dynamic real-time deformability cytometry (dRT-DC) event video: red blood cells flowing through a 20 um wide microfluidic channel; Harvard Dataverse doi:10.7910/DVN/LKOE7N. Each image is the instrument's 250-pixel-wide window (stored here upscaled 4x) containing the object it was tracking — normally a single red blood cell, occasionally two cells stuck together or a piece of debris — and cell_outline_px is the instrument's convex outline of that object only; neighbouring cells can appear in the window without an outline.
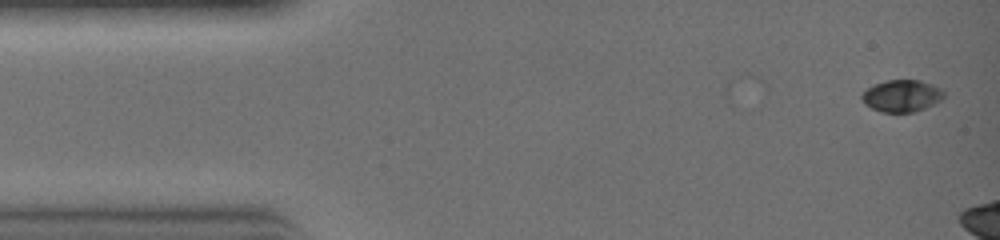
{"species": "common noctule bat (a hibernating species)", "species_latin": "Nyctalus noctula", "temperature_condition": "warm", "stored_images_in_passage": 5, "camera_frame_rate_fps": 3000, "um_per_image_px": 0.085, "animal": {"sex": "female", "body_mass_g": 19.0, "forearm_length_mm": 51.5}, "frame": {"image": 1, "passage_image": 1, "time_ms": 0.0, "image_size_px": [1000, 240], "cell_outline_px": [[944, 96], [940, 100], [924, 108], [912, 112], [884, 112], [872, 108], [864, 104], [860, 96], [868, 88], [876, 84], [888, 80], [920, 80], [932, 84], [940, 88], [944, 92]], "centroid_in_image_um": [76.64, 8.14], "position_along_channel_um": 8.4, "area_um2": 15.03}}